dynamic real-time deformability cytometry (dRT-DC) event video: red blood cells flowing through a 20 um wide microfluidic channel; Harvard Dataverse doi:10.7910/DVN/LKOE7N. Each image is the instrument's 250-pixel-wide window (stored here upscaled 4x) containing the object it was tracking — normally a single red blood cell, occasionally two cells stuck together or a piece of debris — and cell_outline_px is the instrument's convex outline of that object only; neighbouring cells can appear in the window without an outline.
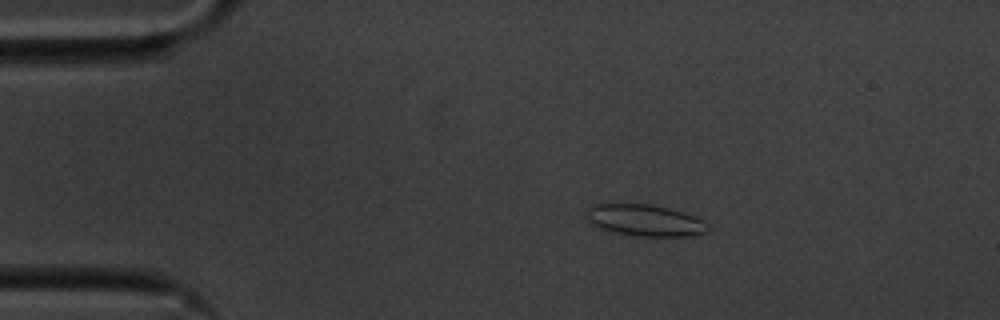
{"species": "common noctule bat (a hibernating species)", "species_latin": "Nyctalus noctula", "temperature_condition": "cold", "stored_images_in_passage": 50, "camera_frame_rate_fps": 3000, "um_per_image_px": 0.085, "animal": {"sex": "male", "body_mass_g": 20.1, "forearm_length_mm": 53.5}, "frame": {"image": 1, "passage_image": 4, "time_ms": 1.0, "image_size_px": [1000, 320], "cell_outline_px": [[708, 228], [704, 232], [696, 236], [632, 236], [600, 228], [592, 224], [584, 216], [588, 208], [592, 204], [652, 204], [684, 212], [696, 216], [704, 220], [708, 224]], "centroid_in_image_um": [54.82, 18.72], "position_along_channel_um": 30.2, "area_um2": 22.54}}
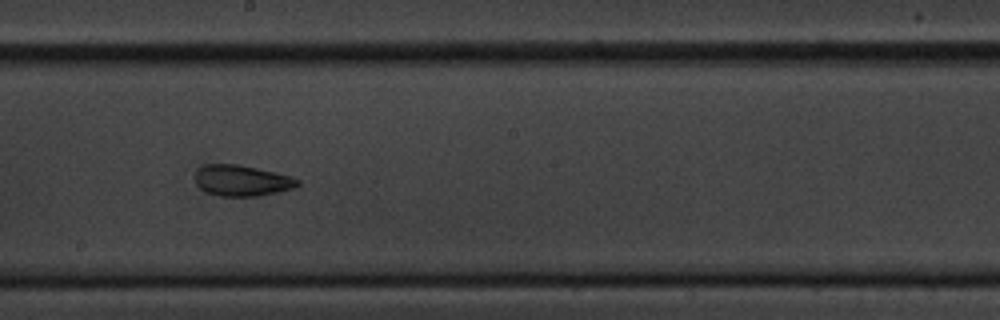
{"frame": {"image": 2, "passage_image": 25, "time_ms": 8.0, "image_size_px": [1000, 320], "cell_outline_px": [[300, 184], [296, 188], [260, 196], [220, 196], [208, 192], [200, 188], [196, 184], [196, 172], [204, 164], [240, 164], [276, 172], [300, 180]], "centroid_in_image_um": [20.59, 15.35], "position_along_channel_um": 227.6, "area_um2": 18.55}}
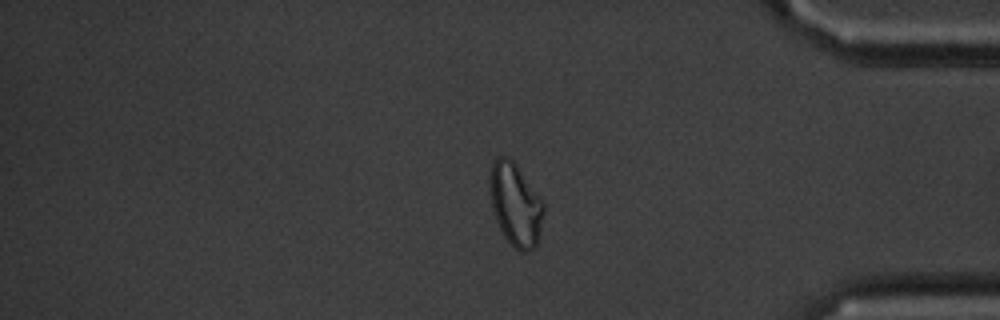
{"frame": {"image": 3, "passage_image": 41, "time_ms": 13.333, "image_size_px": [1000, 320], "cell_outline_px": [[544, 212], [536, 248], [528, 252], [520, 252], [504, 236], [496, 220], [492, 208], [488, 184], [488, 180], [492, 164], [496, 156], [508, 156], [512, 160], [544, 200]], "centroid_in_image_um": [43.81, 17.37], "position_along_channel_um": 391.4, "area_um2": 26.24}, "authors_computed_cell_mechanics": {"area_um2": 19.941, "velocity_mm_per_s": 3.5094, "shape_relaxation_time_tau1_ms": null, "shape_relaxation_time_tau2_ms": 2.2753, "deformation_change_tau1": null, "deformation_change_tau2": 0.0905}}